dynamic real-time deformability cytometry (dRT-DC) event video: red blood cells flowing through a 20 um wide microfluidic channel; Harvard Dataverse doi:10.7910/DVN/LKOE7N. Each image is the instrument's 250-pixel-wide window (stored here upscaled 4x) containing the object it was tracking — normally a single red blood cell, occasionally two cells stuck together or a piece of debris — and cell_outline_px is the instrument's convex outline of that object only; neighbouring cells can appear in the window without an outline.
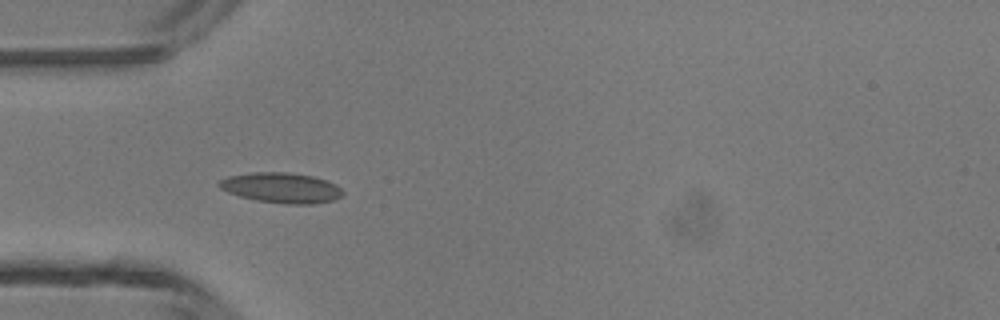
{"species": "common noctule bat (a hibernating species)", "species_latin": "Nyctalus noctula", "temperature_condition": "room temperature", "stored_images_in_passage": 6, "camera_frame_rate_fps": 3000, "um_per_image_px": 0.085, "animal": {"sex": "male", "body_mass_g": 13.3}, "frame": {"image": 1, "passage_image": 4, "time_ms": 3.333, "image_size_px": [1000, 320], "cell_outline_px": [[344, 192], [340, 196], [332, 200], [312, 204], [284, 204], [256, 200], [240, 196], [228, 192], [220, 188], [216, 184], [220, 180], [228, 176], [252, 172], [288, 172], [312, 176], [336, 184]], "centroid_in_image_um": [23.88, 15.96], "position_along_channel_um": 61.1, "area_um2": 21.73}}
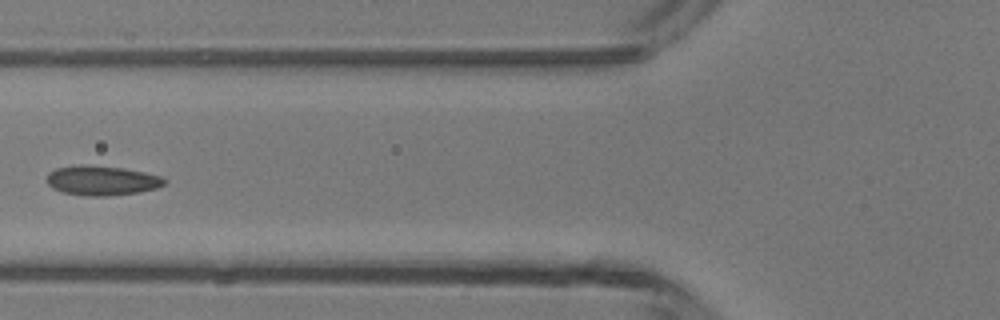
{"frame": {"image": 2, "passage_image": 5, "time_ms": 4.667, "image_size_px": [1000, 320], "cell_outline_px": [[168, 184], [156, 188], [140, 192], [112, 196], [84, 196], [64, 192], [52, 188], [48, 184], [48, 172], [56, 168], [80, 164], [124, 168], [144, 172], [160, 176], [168, 180]], "centroid_in_image_um": [8.69, 15.35], "position_along_channel_um": 117.1, "area_um2": 20.52}}
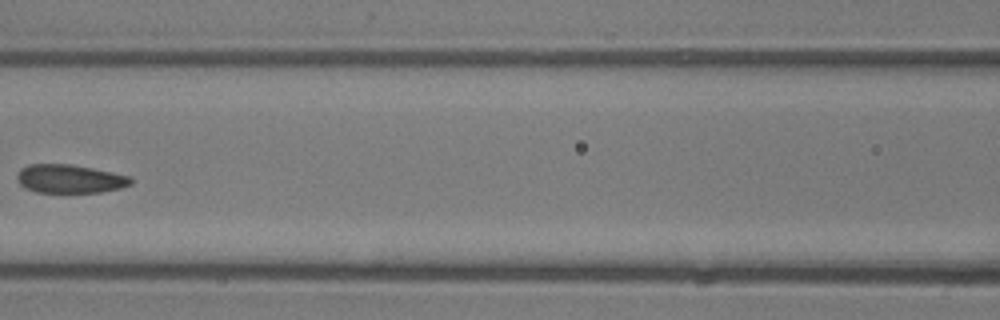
{"frame": {"image": 3, "passage_image": 6, "time_ms": 5.667, "image_size_px": [1000, 320], "cell_outline_px": [[132, 184], [120, 188], [100, 192], [36, 192], [24, 188], [16, 180], [16, 176], [20, 168], [28, 164], [72, 164], [132, 176]], "centroid_in_image_um": [5.91, 15.19], "position_along_channel_um": 160.7, "area_um2": 19.07}}